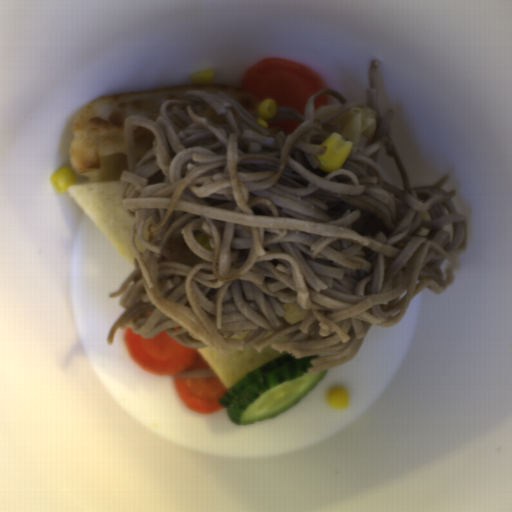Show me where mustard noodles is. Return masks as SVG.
Wrapping results in <instances>:
<instances>
[{"label":"mustard noodles","mask_w":512,"mask_h":512,"mask_svg":"<svg viewBox=\"0 0 512 512\" xmlns=\"http://www.w3.org/2000/svg\"><path fill=\"white\" fill-rule=\"evenodd\" d=\"M365 101L326 89L304 113L277 107L267 121L301 120L288 135L262 128L225 92L193 90L127 116L121 203L134 218V270L109 294L123 312L107 335L163 330L222 355L268 347L312 359L309 374L355 358L372 326L401 322L413 295L454 283L467 217L445 175L412 187L393 143L395 110L381 114L380 60ZM340 132L353 146L342 168L315 158ZM403 190L383 180L381 147Z\"/></svg>","instance_id":"1"}]
</instances>
